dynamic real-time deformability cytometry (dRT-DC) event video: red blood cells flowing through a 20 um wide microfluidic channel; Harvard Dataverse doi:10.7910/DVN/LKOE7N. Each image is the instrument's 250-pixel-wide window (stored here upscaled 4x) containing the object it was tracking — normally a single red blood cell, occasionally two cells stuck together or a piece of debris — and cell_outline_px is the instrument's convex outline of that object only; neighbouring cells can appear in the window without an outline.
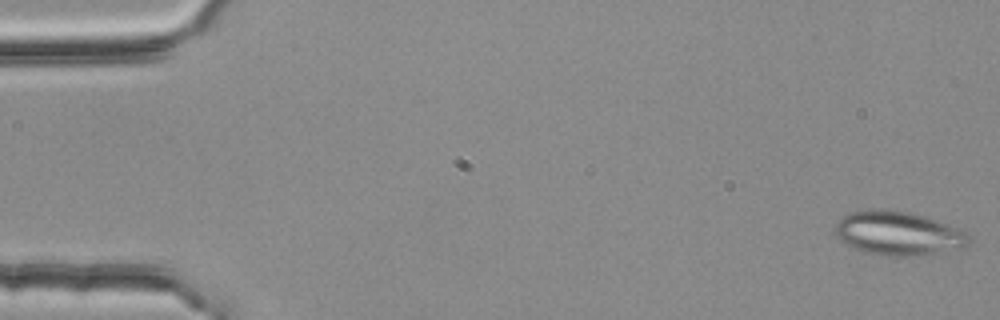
{"species": "common noctule bat (a hibernating species)", "species_latin": "Nyctalus noctula", "temperature_condition": "room temperature", "stored_images_in_passage": 53, "camera_frame_rate_fps": 3000, "um_per_image_px": 0.085, "animal": {"sex": "female", "body_mass_g": 25.1}, "frame": {"image": 1, "passage_image": 1, "time_ms": 0.0, "image_size_px": [1000, 320], "cell_outline_px": [[972, 240], [968, 244], [960, 248], [904, 256], [896, 256], [864, 252], [840, 240], [836, 236], [836, 220], [840, 216], [852, 212], [908, 212], [924, 216], [936, 220], [968, 232]], "centroid_in_image_um": [76.37, 19.85], "position_along_channel_um": 8.6, "area_um2": 32.89}}
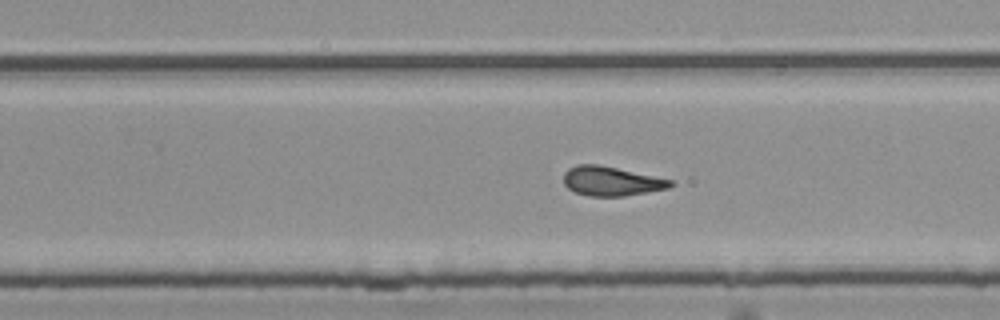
{"frame": {"image": 2, "passage_image": 34, "time_ms": 11.0, "image_size_px": [1000, 320], "cell_outline_px": [[676, 184], [668, 188], [624, 196], [588, 196], [576, 192], [568, 188], [564, 184], [564, 172], [568, 168], [580, 164], [600, 164], [672, 180]], "centroid_in_image_um": [51.95, 15.39], "position_along_channel_um": 277.8, "area_um2": 18.21}}
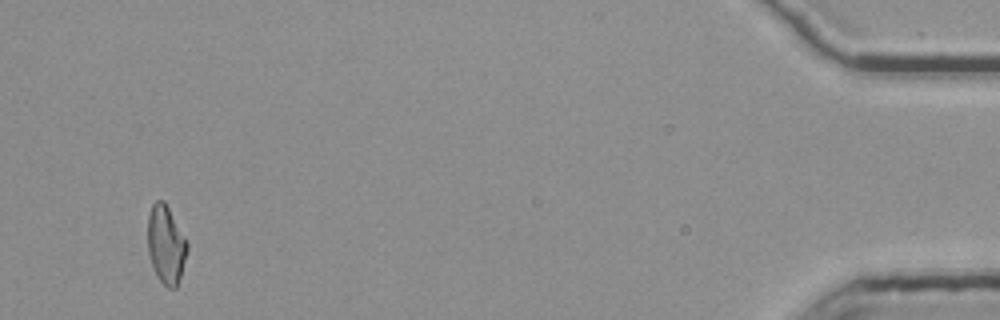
{"frame": {"image": 3, "passage_image": 52, "time_ms": 17.0, "image_size_px": [1000, 320], "cell_outline_px": [[188, 248], [180, 276], [176, 288], [168, 288], [160, 280], [152, 264], [148, 252], [148, 216], [152, 204], [156, 200], [164, 200], [188, 240]], "centroid_in_image_um": [14.12, 20.75], "position_along_channel_um": 421.1, "area_um2": 17.92}, "authors_computed_cell_mechanics": {"area_um2": 18.5538, "velocity_mm_per_s": 3.7814, "shape_relaxation_time_tau1_ms": null, "shape_relaxation_time_tau2_ms": 2.9976, "deformation_change_tau1": null, "deformation_change_tau2": 0.1189}}